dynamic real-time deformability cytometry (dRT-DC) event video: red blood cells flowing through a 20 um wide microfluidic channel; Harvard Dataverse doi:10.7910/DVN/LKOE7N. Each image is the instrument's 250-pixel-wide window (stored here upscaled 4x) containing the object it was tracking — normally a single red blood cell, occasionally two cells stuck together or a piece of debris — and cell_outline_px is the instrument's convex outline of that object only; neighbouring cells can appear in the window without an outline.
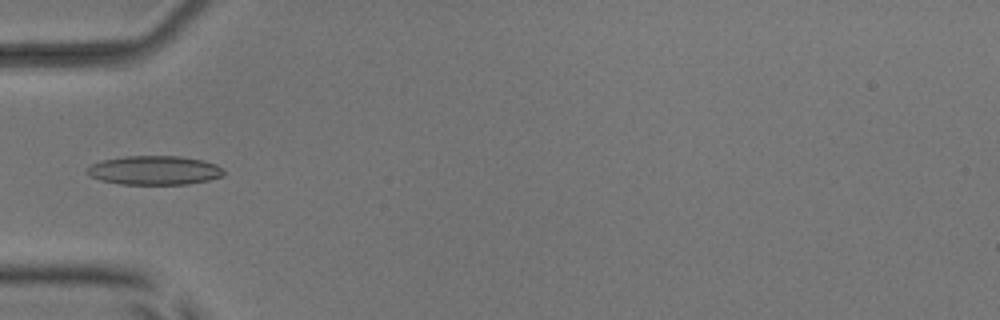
{"species": "common noctule bat (a hibernating species)", "species_latin": "Nyctalus noctula", "temperature_condition": "room temperature", "stored_images_in_passage": 5, "camera_frame_rate_fps": 3000, "um_per_image_px": 0.085, "animal": {"sex": "male", "body_mass_g": 17.9, "forearm_length_mm": 54.2}, "frame": {"image": 1, "passage_image": 5, "time_ms": 5.333, "image_size_px": [1000, 320], "cell_outline_px": [[224, 176], [208, 180], [188, 184], [120, 184], [100, 180], [84, 172], [92, 164], [100, 160], [124, 156], [180, 156], [200, 160], [216, 164], [224, 172]], "centroid_in_image_um": [13.1, 14.47], "position_along_channel_um": 71.9, "area_um2": 23.06}}